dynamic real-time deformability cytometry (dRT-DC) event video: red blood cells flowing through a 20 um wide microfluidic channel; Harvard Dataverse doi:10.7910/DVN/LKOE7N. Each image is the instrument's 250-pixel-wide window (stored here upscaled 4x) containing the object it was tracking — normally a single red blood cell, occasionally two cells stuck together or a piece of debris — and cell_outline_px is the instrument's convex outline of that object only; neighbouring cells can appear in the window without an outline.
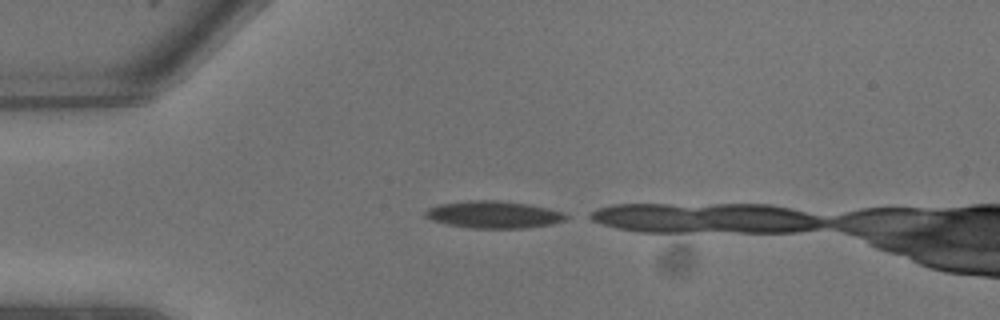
{"species": "common noctule bat (a hibernating species)", "species_latin": "Nyctalus noctula", "temperature_condition": "warm", "stored_images_in_passage": 3, "camera_frame_rate_fps": 3000, "um_per_image_px": 0.085, "animal": {"sex": "male", "body_mass_g": 13.3}, "frame": {"image": 1, "passage_image": 1, "time_ms": 0.0, "image_size_px": [1000, 320], "cell_outline_px": [[572, 216], [564, 220], [552, 224], [524, 228], [468, 228], [448, 224], [432, 220], [424, 216], [424, 212], [428, 208], [436, 204], [468, 200], [500, 200], [528, 204], [548, 208], [564, 212]], "centroid_in_image_um": [41.96, 18.23], "position_along_channel_um": 43.0, "area_um2": 22.54}}